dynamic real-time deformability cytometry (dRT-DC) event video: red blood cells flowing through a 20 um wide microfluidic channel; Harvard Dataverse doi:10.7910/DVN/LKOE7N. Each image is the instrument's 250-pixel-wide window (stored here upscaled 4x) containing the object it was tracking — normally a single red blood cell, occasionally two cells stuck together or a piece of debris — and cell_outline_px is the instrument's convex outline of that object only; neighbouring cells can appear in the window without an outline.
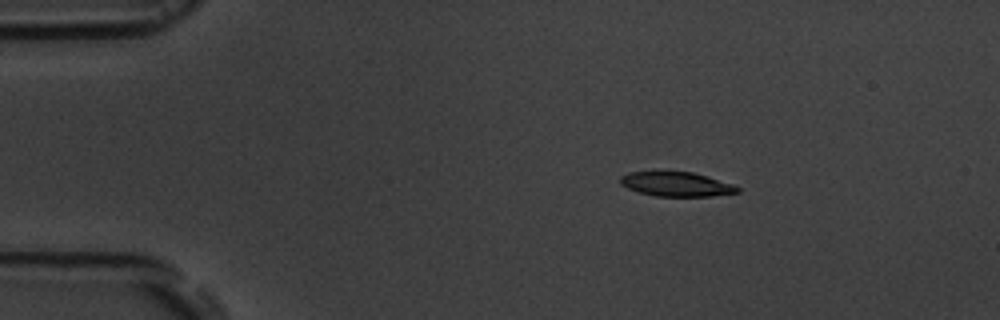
{"species": "common noctule bat (a hibernating species)", "species_latin": "Nyctalus noctula", "temperature_condition": "room temperature", "stored_images_in_passage": 4, "camera_frame_rate_fps": 3000, "um_per_image_px": 0.085, "animal": {"sex": "male", "body_mass_g": 19.5, "forearm_length_mm": 54.6}, "frame": {"image": 1, "passage_image": 2, "time_ms": 1.333, "image_size_px": [1000, 320], "cell_outline_px": [[740, 192], [712, 196], [656, 196], [640, 192], [628, 188], [620, 184], [620, 176], [628, 172], [656, 168], [692, 172], [708, 176], [732, 184], [740, 188]], "centroid_in_image_um": [57.42, 15.59], "position_along_channel_um": 27.6, "area_um2": 17.46}}
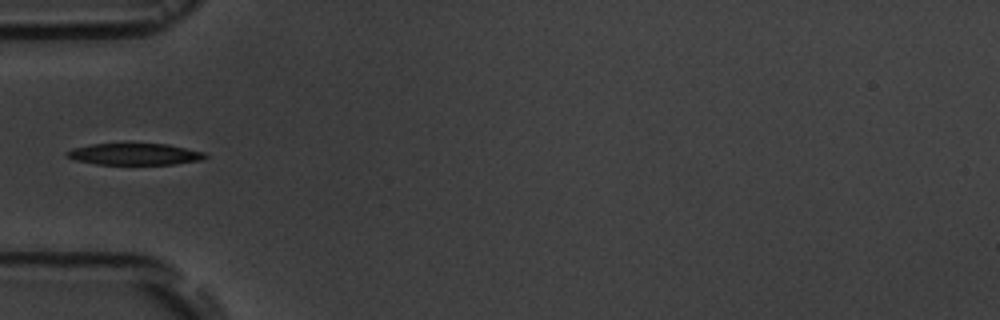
{"frame": {"image": 2, "passage_image": 4, "time_ms": 4.333, "image_size_px": [1000, 320], "cell_outline_px": [[208, 156], [204, 160], [176, 164], [96, 164], [76, 160], [64, 156], [64, 152], [72, 148], [92, 144], [168, 144], [204, 152]], "centroid_in_image_um": [11.44, 13.11], "position_along_channel_um": 73.6, "area_um2": 17.46}}